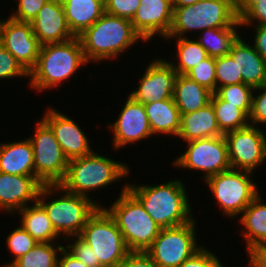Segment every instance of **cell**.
<instances>
[{
  "label": "cell",
  "mask_w": 266,
  "mask_h": 267,
  "mask_svg": "<svg viewBox=\"0 0 266 267\" xmlns=\"http://www.w3.org/2000/svg\"><path fill=\"white\" fill-rule=\"evenodd\" d=\"M78 38L88 64L118 59L138 41H143L135 32L131 20L106 12Z\"/></svg>",
  "instance_id": "3957f363"
},
{
  "label": "cell",
  "mask_w": 266,
  "mask_h": 267,
  "mask_svg": "<svg viewBox=\"0 0 266 267\" xmlns=\"http://www.w3.org/2000/svg\"><path fill=\"white\" fill-rule=\"evenodd\" d=\"M248 266L249 267H256L252 262H250L249 260H248Z\"/></svg>",
  "instance_id": "816d5d0a"
},
{
  "label": "cell",
  "mask_w": 266,
  "mask_h": 267,
  "mask_svg": "<svg viewBox=\"0 0 266 267\" xmlns=\"http://www.w3.org/2000/svg\"><path fill=\"white\" fill-rule=\"evenodd\" d=\"M234 0H199L189 6L173 7L172 24L166 37H187L190 31L240 27Z\"/></svg>",
  "instance_id": "52a82bcc"
},
{
  "label": "cell",
  "mask_w": 266,
  "mask_h": 267,
  "mask_svg": "<svg viewBox=\"0 0 266 267\" xmlns=\"http://www.w3.org/2000/svg\"><path fill=\"white\" fill-rule=\"evenodd\" d=\"M6 245L8 249L14 255L12 262H8L4 267H9L14 261L22 257L28 251H30L37 243V241L21 226L15 228L8 234L6 239Z\"/></svg>",
  "instance_id": "836d02e7"
},
{
  "label": "cell",
  "mask_w": 266,
  "mask_h": 267,
  "mask_svg": "<svg viewBox=\"0 0 266 267\" xmlns=\"http://www.w3.org/2000/svg\"><path fill=\"white\" fill-rule=\"evenodd\" d=\"M260 194L244 209L239 218L242 237L245 239L246 251L250 256L266 242V203Z\"/></svg>",
  "instance_id": "cb8c5ba5"
},
{
  "label": "cell",
  "mask_w": 266,
  "mask_h": 267,
  "mask_svg": "<svg viewBox=\"0 0 266 267\" xmlns=\"http://www.w3.org/2000/svg\"><path fill=\"white\" fill-rule=\"evenodd\" d=\"M0 172L13 175H35L34 151L28 138L1 142Z\"/></svg>",
  "instance_id": "603a6c76"
},
{
  "label": "cell",
  "mask_w": 266,
  "mask_h": 267,
  "mask_svg": "<svg viewBox=\"0 0 266 267\" xmlns=\"http://www.w3.org/2000/svg\"><path fill=\"white\" fill-rule=\"evenodd\" d=\"M20 224L37 242H58L61 236L55 231L45 209L38 203L33 202L21 210Z\"/></svg>",
  "instance_id": "83f0119b"
},
{
  "label": "cell",
  "mask_w": 266,
  "mask_h": 267,
  "mask_svg": "<svg viewBox=\"0 0 266 267\" xmlns=\"http://www.w3.org/2000/svg\"><path fill=\"white\" fill-rule=\"evenodd\" d=\"M118 267H156L144 251H130Z\"/></svg>",
  "instance_id": "ee69618b"
},
{
  "label": "cell",
  "mask_w": 266,
  "mask_h": 267,
  "mask_svg": "<svg viewBox=\"0 0 266 267\" xmlns=\"http://www.w3.org/2000/svg\"><path fill=\"white\" fill-rule=\"evenodd\" d=\"M18 2L17 9L9 17L20 22H31L38 14L40 9L49 0H15Z\"/></svg>",
  "instance_id": "ab89813d"
},
{
  "label": "cell",
  "mask_w": 266,
  "mask_h": 267,
  "mask_svg": "<svg viewBox=\"0 0 266 267\" xmlns=\"http://www.w3.org/2000/svg\"><path fill=\"white\" fill-rule=\"evenodd\" d=\"M153 135L177 137L180 130L181 115L174 99H165L144 104Z\"/></svg>",
  "instance_id": "484cf974"
},
{
  "label": "cell",
  "mask_w": 266,
  "mask_h": 267,
  "mask_svg": "<svg viewBox=\"0 0 266 267\" xmlns=\"http://www.w3.org/2000/svg\"><path fill=\"white\" fill-rule=\"evenodd\" d=\"M249 125L224 134L232 169L256 172L266 162V133Z\"/></svg>",
  "instance_id": "4fadbf2b"
},
{
  "label": "cell",
  "mask_w": 266,
  "mask_h": 267,
  "mask_svg": "<svg viewBox=\"0 0 266 267\" xmlns=\"http://www.w3.org/2000/svg\"><path fill=\"white\" fill-rule=\"evenodd\" d=\"M252 27H255V34H253L255 37L252 45L257 53L266 60V25Z\"/></svg>",
  "instance_id": "f6af8a7d"
},
{
  "label": "cell",
  "mask_w": 266,
  "mask_h": 267,
  "mask_svg": "<svg viewBox=\"0 0 266 267\" xmlns=\"http://www.w3.org/2000/svg\"><path fill=\"white\" fill-rule=\"evenodd\" d=\"M254 91L252 95L249 122L250 125L253 126L258 127L259 124L264 126L266 124V84L261 87L254 88Z\"/></svg>",
  "instance_id": "f35d334b"
},
{
  "label": "cell",
  "mask_w": 266,
  "mask_h": 267,
  "mask_svg": "<svg viewBox=\"0 0 266 267\" xmlns=\"http://www.w3.org/2000/svg\"><path fill=\"white\" fill-rule=\"evenodd\" d=\"M256 267H266V263H253Z\"/></svg>",
  "instance_id": "f907efd6"
},
{
  "label": "cell",
  "mask_w": 266,
  "mask_h": 267,
  "mask_svg": "<svg viewBox=\"0 0 266 267\" xmlns=\"http://www.w3.org/2000/svg\"><path fill=\"white\" fill-rule=\"evenodd\" d=\"M216 90L219 87L243 83L242 76H238V68L231 56L224 55L215 58Z\"/></svg>",
  "instance_id": "e575fe53"
},
{
  "label": "cell",
  "mask_w": 266,
  "mask_h": 267,
  "mask_svg": "<svg viewBox=\"0 0 266 267\" xmlns=\"http://www.w3.org/2000/svg\"><path fill=\"white\" fill-rule=\"evenodd\" d=\"M240 25L250 27L266 25V0L255 3L240 19ZM255 23V24H254Z\"/></svg>",
  "instance_id": "7bdbcfd3"
},
{
  "label": "cell",
  "mask_w": 266,
  "mask_h": 267,
  "mask_svg": "<svg viewBox=\"0 0 266 267\" xmlns=\"http://www.w3.org/2000/svg\"><path fill=\"white\" fill-rule=\"evenodd\" d=\"M54 195L59 198L53 199ZM46 198H52V201L48 202ZM37 202L45 209L55 231L64 240L67 236H79L87 220L102 207L97 200L68 192L59 184H44Z\"/></svg>",
  "instance_id": "277c9868"
},
{
  "label": "cell",
  "mask_w": 266,
  "mask_h": 267,
  "mask_svg": "<svg viewBox=\"0 0 266 267\" xmlns=\"http://www.w3.org/2000/svg\"><path fill=\"white\" fill-rule=\"evenodd\" d=\"M179 267H226L213 251L203 246L193 256L184 261Z\"/></svg>",
  "instance_id": "b9f144b4"
},
{
  "label": "cell",
  "mask_w": 266,
  "mask_h": 267,
  "mask_svg": "<svg viewBox=\"0 0 266 267\" xmlns=\"http://www.w3.org/2000/svg\"><path fill=\"white\" fill-rule=\"evenodd\" d=\"M248 257V260L252 263H266V242H264Z\"/></svg>",
  "instance_id": "c3c4849f"
},
{
  "label": "cell",
  "mask_w": 266,
  "mask_h": 267,
  "mask_svg": "<svg viewBox=\"0 0 266 267\" xmlns=\"http://www.w3.org/2000/svg\"><path fill=\"white\" fill-rule=\"evenodd\" d=\"M185 146V152L173 161L175 168L203 172L204 181L231 168L224 135L192 140Z\"/></svg>",
  "instance_id": "7c38bea8"
},
{
  "label": "cell",
  "mask_w": 266,
  "mask_h": 267,
  "mask_svg": "<svg viewBox=\"0 0 266 267\" xmlns=\"http://www.w3.org/2000/svg\"><path fill=\"white\" fill-rule=\"evenodd\" d=\"M199 0H172L173 7L189 6L197 3Z\"/></svg>",
  "instance_id": "681fc988"
},
{
  "label": "cell",
  "mask_w": 266,
  "mask_h": 267,
  "mask_svg": "<svg viewBox=\"0 0 266 267\" xmlns=\"http://www.w3.org/2000/svg\"><path fill=\"white\" fill-rule=\"evenodd\" d=\"M213 92L186 75L178 74L173 99L180 114L192 113L210 103Z\"/></svg>",
  "instance_id": "4316f807"
},
{
  "label": "cell",
  "mask_w": 266,
  "mask_h": 267,
  "mask_svg": "<svg viewBox=\"0 0 266 267\" xmlns=\"http://www.w3.org/2000/svg\"><path fill=\"white\" fill-rule=\"evenodd\" d=\"M180 115V130L177 137L185 143L224 135L218 127L215 110L211 102L195 112Z\"/></svg>",
  "instance_id": "7402d4cb"
},
{
  "label": "cell",
  "mask_w": 266,
  "mask_h": 267,
  "mask_svg": "<svg viewBox=\"0 0 266 267\" xmlns=\"http://www.w3.org/2000/svg\"><path fill=\"white\" fill-rule=\"evenodd\" d=\"M251 175L254 173L230 168L204 181L216 204L230 220L238 219L239 214L261 193Z\"/></svg>",
  "instance_id": "ba28073f"
},
{
  "label": "cell",
  "mask_w": 266,
  "mask_h": 267,
  "mask_svg": "<svg viewBox=\"0 0 266 267\" xmlns=\"http://www.w3.org/2000/svg\"><path fill=\"white\" fill-rule=\"evenodd\" d=\"M108 208L102 206L114 219L129 251H146L158 236L161 228L146 212L141 202L127 189Z\"/></svg>",
  "instance_id": "8992f818"
},
{
  "label": "cell",
  "mask_w": 266,
  "mask_h": 267,
  "mask_svg": "<svg viewBox=\"0 0 266 267\" xmlns=\"http://www.w3.org/2000/svg\"><path fill=\"white\" fill-rule=\"evenodd\" d=\"M210 102L215 110L218 127L223 134L250 125L249 116L242 109L221 100L215 93L212 94Z\"/></svg>",
  "instance_id": "1f68e13d"
},
{
  "label": "cell",
  "mask_w": 266,
  "mask_h": 267,
  "mask_svg": "<svg viewBox=\"0 0 266 267\" xmlns=\"http://www.w3.org/2000/svg\"><path fill=\"white\" fill-rule=\"evenodd\" d=\"M88 65L78 37L41 45L37 63L29 72V86L36 93L61 87L73 74ZM69 78V79H68Z\"/></svg>",
  "instance_id": "7a4b0ae2"
},
{
  "label": "cell",
  "mask_w": 266,
  "mask_h": 267,
  "mask_svg": "<svg viewBox=\"0 0 266 267\" xmlns=\"http://www.w3.org/2000/svg\"><path fill=\"white\" fill-rule=\"evenodd\" d=\"M28 78L29 73L21 66L17 59L0 44V80L13 78Z\"/></svg>",
  "instance_id": "8d00e7d4"
},
{
  "label": "cell",
  "mask_w": 266,
  "mask_h": 267,
  "mask_svg": "<svg viewBox=\"0 0 266 267\" xmlns=\"http://www.w3.org/2000/svg\"><path fill=\"white\" fill-rule=\"evenodd\" d=\"M35 123L34 134L28 138L34 151L35 176L43 184H59L66 175L69 160L51 128L42 119Z\"/></svg>",
  "instance_id": "8fae6325"
},
{
  "label": "cell",
  "mask_w": 266,
  "mask_h": 267,
  "mask_svg": "<svg viewBox=\"0 0 266 267\" xmlns=\"http://www.w3.org/2000/svg\"><path fill=\"white\" fill-rule=\"evenodd\" d=\"M69 239L72 242L71 244H67L65 248L77 259L86 264L87 267H103L99 261H95L94 250L90 245L83 241L79 236L67 237L65 241H68Z\"/></svg>",
  "instance_id": "74e56055"
},
{
  "label": "cell",
  "mask_w": 266,
  "mask_h": 267,
  "mask_svg": "<svg viewBox=\"0 0 266 267\" xmlns=\"http://www.w3.org/2000/svg\"><path fill=\"white\" fill-rule=\"evenodd\" d=\"M144 71L138 87L129 93L134 100L148 104L173 98L174 83L178 74L166 58H154Z\"/></svg>",
  "instance_id": "9a60e30c"
},
{
  "label": "cell",
  "mask_w": 266,
  "mask_h": 267,
  "mask_svg": "<svg viewBox=\"0 0 266 267\" xmlns=\"http://www.w3.org/2000/svg\"><path fill=\"white\" fill-rule=\"evenodd\" d=\"M95 152L70 160L66 175L59 185L68 192L91 198L89 195L92 191L108 188L130 173L126 162L115 161Z\"/></svg>",
  "instance_id": "5b68a950"
},
{
  "label": "cell",
  "mask_w": 266,
  "mask_h": 267,
  "mask_svg": "<svg viewBox=\"0 0 266 267\" xmlns=\"http://www.w3.org/2000/svg\"><path fill=\"white\" fill-rule=\"evenodd\" d=\"M42 120L51 128L66 158H80L92 153L90 138L86 136L79 124L69 116L48 107ZM89 140V141H88Z\"/></svg>",
  "instance_id": "e0dca14e"
},
{
  "label": "cell",
  "mask_w": 266,
  "mask_h": 267,
  "mask_svg": "<svg viewBox=\"0 0 266 267\" xmlns=\"http://www.w3.org/2000/svg\"><path fill=\"white\" fill-rule=\"evenodd\" d=\"M238 27L207 28L201 31L197 41L210 57L228 55L232 43L239 36Z\"/></svg>",
  "instance_id": "f546056e"
},
{
  "label": "cell",
  "mask_w": 266,
  "mask_h": 267,
  "mask_svg": "<svg viewBox=\"0 0 266 267\" xmlns=\"http://www.w3.org/2000/svg\"><path fill=\"white\" fill-rule=\"evenodd\" d=\"M58 267H87L86 264L77 259L65 247L60 252Z\"/></svg>",
  "instance_id": "bcb514c9"
},
{
  "label": "cell",
  "mask_w": 266,
  "mask_h": 267,
  "mask_svg": "<svg viewBox=\"0 0 266 267\" xmlns=\"http://www.w3.org/2000/svg\"><path fill=\"white\" fill-rule=\"evenodd\" d=\"M64 246L57 242H37L9 267H58L59 253Z\"/></svg>",
  "instance_id": "4dcf8cb0"
},
{
  "label": "cell",
  "mask_w": 266,
  "mask_h": 267,
  "mask_svg": "<svg viewBox=\"0 0 266 267\" xmlns=\"http://www.w3.org/2000/svg\"><path fill=\"white\" fill-rule=\"evenodd\" d=\"M235 12L238 20L255 4L261 0H234Z\"/></svg>",
  "instance_id": "7dc6e473"
},
{
  "label": "cell",
  "mask_w": 266,
  "mask_h": 267,
  "mask_svg": "<svg viewBox=\"0 0 266 267\" xmlns=\"http://www.w3.org/2000/svg\"><path fill=\"white\" fill-rule=\"evenodd\" d=\"M79 237L94 250L103 267H118L130 252L114 219L99 207L87 220Z\"/></svg>",
  "instance_id": "9c48e42d"
},
{
  "label": "cell",
  "mask_w": 266,
  "mask_h": 267,
  "mask_svg": "<svg viewBox=\"0 0 266 267\" xmlns=\"http://www.w3.org/2000/svg\"><path fill=\"white\" fill-rule=\"evenodd\" d=\"M132 183H127V189L161 229L180 226L196 219L192 215L189 193H186V185L181 179L155 185Z\"/></svg>",
  "instance_id": "6da1fadb"
},
{
  "label": "cell",
  "mask_w": 266,
  "mask_h": 267,
  "mask_svg": "<svg viewBox=\"0 0 266 267\" xmlns=\"http://www.w3.org/2000/svg\"><path fill=\"white\" fill-rule=\"evenodd\" d=\"M229 55L238 68V76H242L244 84L253 88L266 84V60L248 44L240 35L232 43Z\"/></svg>",
  "instance_id": "44dd1931"
},
{
  "label": "cell",
  "mask_w": 266,
  "mask_h": 267,
  "mask_svg": "<svg viewBox=\"0 0 266 267\" xmlns=\"http://www.w3.org/2000/svg\"><path fill=\"white\" fill-rule=\"evenodd\" d=\"M63 5L66 21L75 37L81 35L105 13L104 0H59Z\"/></svg>",
  "instance_id": "d4e9b609"
},
{
  "label": "cell",
  "mask_w": 266,
  "mask_h": 267,
  "mask_svg": "<svg viewBox=\"0 0 266 267\" xmlns=\"http://www.w3.org/2000/svg\"><path fill=\"white\" fill-rule=\"evenodd\" d=\"M0 44L28 73L36 65L41 44L33 33L31 22L16 21L9 16L1 19Z\"/></svg>",
  "instance_id": "5bb4252c"
},
{
  "label": "cell",
  "mask_w": 266,
  "mask_h": 267,
  "mask_svg": "<svg viewBox=\"0 0 266 267\" xmlns=\"http://www.w3.org/2000/svg\"><path fill=\"white\" fill-rule=\"evenodd\" d=\"M254 88L244 83L219 87L214 93L228 104L242 109L248 116L251 111Z\"/></svg>",
  "instance_id": "d6a6232c"
},
{
  "label": "cell",
  "mask_w": 266,
  "mask_h": 267,
  "mask_svg": "<svg viewBox=\"0 0 266 267\" xmlns=\"http://www.w3.org/2000/svg\"><path fill=\"white\" fill-rule=\"evenodd\" d=\"M186 76L214 93L216 91L215 58L209 56L189 71Z\"/></svg>",
  "instance_id": "d590c367"
},
{
  "label": "cell",
  "mask_w": 266,
  "mask_h": 267,
  "mask_svg": "<svg viewBox=\"0 0 266 267\" xmlns=\"http://www.w3.org/2000/svg\"><path fill=\"white\" fill-rule=\"evenodd\" d=\"M43 185L35 175L0 172V210L12 216L13 212L21 210L33 201L37 202Z\"/></svg>",
  "instance_id": "d6986e66"
},
{
  "label": "cell",
  "mask_w": 266,
  "mask_h": 267,
  "mask_svg": "<svg viewBox=\"0 0 266 267\" xmlns=\"http://www.w3.org/2000/svg\"><path fill=\"white\" fill-rule=\"evenodd\" d=\"M107 14L132 20L140 0H104Z\"/></svg>",
  "instance_id": "60d3db41"
},
{
  "label": "cell",
  "mask_w": 266,
  "mask_h": 267,
  "mask_svg": "<svg viewBox=\"0 0 266 267\" xmlns=\"http://www.w3.org/2000/svg\"><path fill=\"white\" fill-rule=\"evenodd\" d=\"M172 0H140V6L131 20L135 32L148 43L156 35L163 39L172 24Z\"/></svg>",
  "instance_id": "ac0fdd59"
},
{
  "label": "cell",
  "mask_w": 266,
  "mask_h": 267,
  "mask_svg": "<svg viewBox=\"0 0 266 267\" xmlns=\"http://www.w3.org/2000/svg\"><path fill=\"white\" fill-rule=\"evenodd\" d=\"M112 130V147L115 150L153 137L144 104L128 95L118 119L108 125Z\"/></svg>",
  "instance_id": "2e32d148"
},
{
  "label": "cell",
  "mask_w": 266,
  "mask_h": 267,
  "mask_svg": "<svg viewBox=\"0 0 266 267\" xmlns=\"http://www.w3.org/2000/svg\"><path fill=\"white\" fill-rule=\"evenodd\" d=\"M33 33L41 45L61 43L75 36L66 21L63 5L59 0H49L31 21Z\"/></svg>",
  "instance_id": "ffe728a7"
},
{
  "label": "cell",
  "mask_w": 266,
  "mask_h": 267,
  "mask_svg": "<svg viewBox=\"0 0 266 267\" xmlns=\"http://www.w3.org/2000/svg\"><path fill=\"white\" fill-rule=\"evenodd\" d=\"M174 38V41L176 42V61H178L173 62L170 60L169 63L172 65L177 74L186 75L200 62L209 57L206 50L196 39L191 38L190 40L189 37H165L164 39L172 41Z\"/></svg>",
  "instance_id": "f1b7e54d"
},
{
  "label": "cell",
  "mask_w": 266,
  "mask_h": 267,
  "mask_svg": "<svg viewBox=\"0 0 266 267\" xmlns=\"http://www.w3.org/2000/svg\"><path fill=\"white\" fill-rule=\"evenodd\" d=\"M196 220L186 224L163 228L145 251L156 267H179L203 245L197 242Z\"/></svg>",
  "instance_id": "30bf717a"
}]
</instances>
